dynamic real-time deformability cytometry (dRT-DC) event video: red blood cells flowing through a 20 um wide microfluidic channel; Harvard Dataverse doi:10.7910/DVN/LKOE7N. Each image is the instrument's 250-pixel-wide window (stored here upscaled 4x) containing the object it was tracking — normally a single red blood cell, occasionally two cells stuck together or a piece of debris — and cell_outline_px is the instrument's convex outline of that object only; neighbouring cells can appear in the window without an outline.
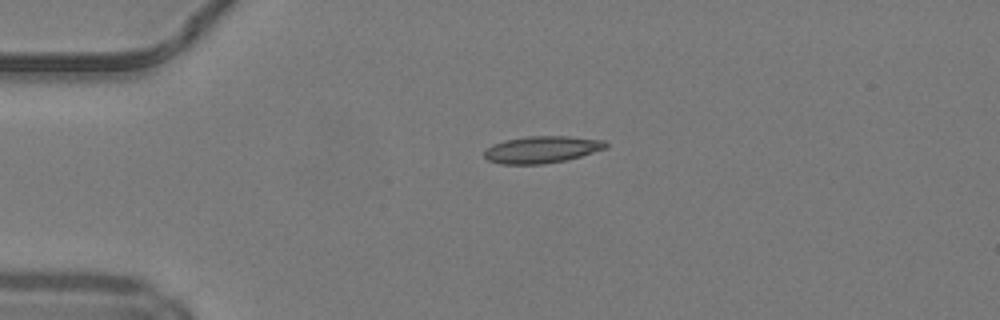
{"species": "common noctule bat (a hibernating species)", "species_latin": "Nyctalus noctula", "temperature_condition": "warm", "stored_images_in_passage": 7, "camera_frame_rate_fps": 3000, "um_per_image_px": 0.085, "animal": {"sex": "male", "body_mass_g": 19.2, "forearm_length_mm": 51.8}, "frame": {"image": 1, "passage_image": 1, "time_ms": 0.0, "image_size_px": [1000, 320], "cell_outline_px": [[608, 148], [580, 156], [564, 160], [544, 164], [500, 164], [488, 160], [484, 156], [484, 152], [492, 144], [504, 140], [528, 136], [568, 136], [604, 140], [608, 144]], "centroid_in_image_um": [46.06, 12.7], "position_along_channel_um": 38.9, "area_um2": 19.07}}
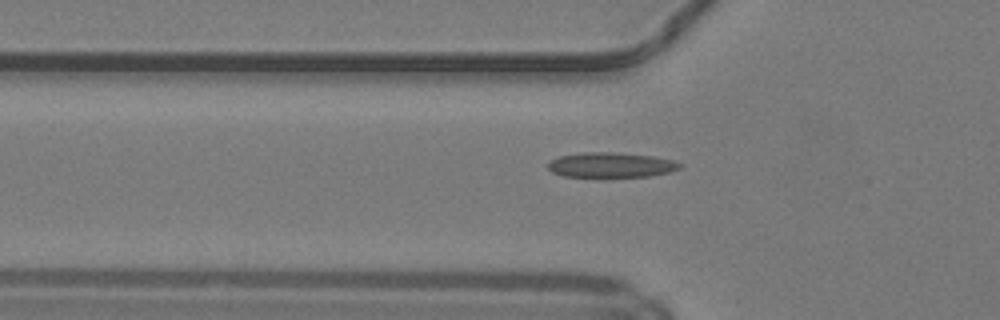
{"frame": {"image": 2, "passage_image": 6, "time_ms": 1.667, "image_size_px": [1000, 320], "cell_outline_px": [[684, 164], [680, 168], [668, 172], [648, 176], [564, 176], [552, 172], [548, 168], [548, 164], [552, 160], [560, 156], [584, 152], [612, 152], [652, 156], [672, 160]], "centroid_in_image_um": [51.94, 14.01], "position_along_channel_um": 73.9, "area_um2": 18.84}}